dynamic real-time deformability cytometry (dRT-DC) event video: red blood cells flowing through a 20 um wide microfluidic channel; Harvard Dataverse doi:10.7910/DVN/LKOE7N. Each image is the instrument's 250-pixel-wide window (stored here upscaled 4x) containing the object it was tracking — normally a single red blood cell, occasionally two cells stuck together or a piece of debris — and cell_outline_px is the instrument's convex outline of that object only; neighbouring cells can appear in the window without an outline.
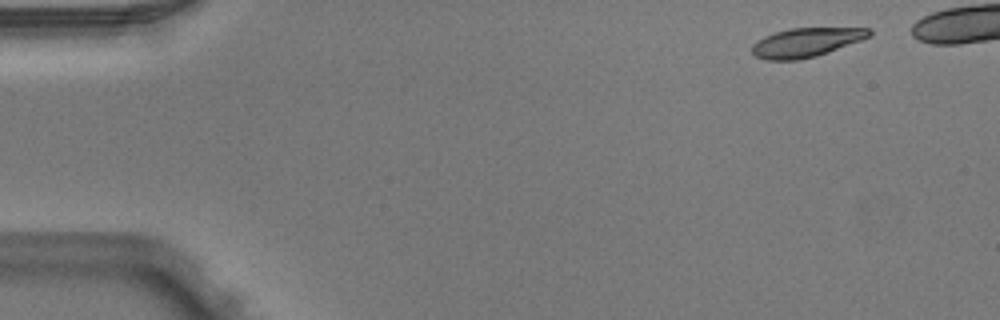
{"species": "Egyptian fruit bat (a non-hibernating species)", "species_latin": "Rousettus aegyptiacus", "temperature_condition": "warm", "stored_images_in_passage": 5, "camera_frame_rate_fps": 3000, "um_per_image_px": 0.085, "animal": {"sex": "male"}, "frame": {"image": 1, "passage_image": 1, "time_ms": 0.0, "image_size_px": [1000, 320], "cell_outline_px": [[872, 36], [828, 52], [816, 56], [796, 60], [768, 60], [756, 56], [752, 52], [752, 44], [756, 40], [764, 36], [776, 32], [792, 28], [872, 28]], "centroid_in_image_um": [68.53, 3.6], "position_along_channel_um": 16.5, "area_um2": 19.77}}